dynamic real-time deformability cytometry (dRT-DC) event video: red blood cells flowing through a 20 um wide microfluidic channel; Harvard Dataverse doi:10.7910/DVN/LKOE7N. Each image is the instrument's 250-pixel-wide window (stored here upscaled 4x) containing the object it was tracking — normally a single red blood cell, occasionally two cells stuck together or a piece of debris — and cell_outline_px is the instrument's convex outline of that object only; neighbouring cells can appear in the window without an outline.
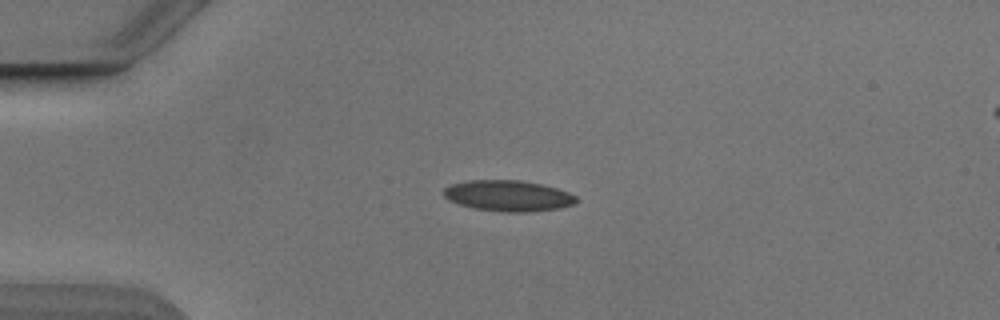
{"species": "Egyptian fruit bat (a non-hibernating species)", "species_latin": "Rousettus aegyptiacus", "temperature_condition": "cold", "stored_images_in_passage": 41, "camera_frame_rate_fps": 3000, "um_per_image_px": 0.085, "animal": {"sex": "male"}, "frame": {"image": 1, "passage_image": 1, "time_ms": 0.0, "image_size_px": [1000, 320], "cell_outline_px": [[576, 204], [560, 208], [532, 212], [504, 212], [476, 208], [460, 204], [448, 200], [440, 192], [444, 188], [452, 184], [468, 180], [520, 180], [540, 184], [556, 188], [568, 192], [576, 196]], "centroid_in_image_um": [43.19, 16.64], "position_along_channel_um": 41.8, "area_um2": 23.93}}
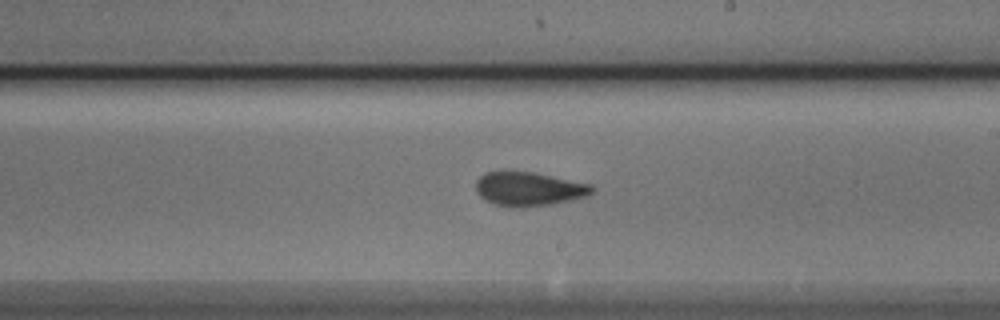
{"frame": {"image": 2, "passage_image": 19, "time_ms": 6.0, "image_size_px": [1000, 320], "cell_outline_px": [[596, 188], [592, 192], [584, 196], [552, 204], [520, 208], [492, 204], [484, 200], [476, 192], [476, 180], [480, 176], [488, 172], [532, 172], [592, 184]], "centroid_in_image_um": [44.93, 16.07], "position_along_channel_um": 244.1, "area_um2": 22.83}}
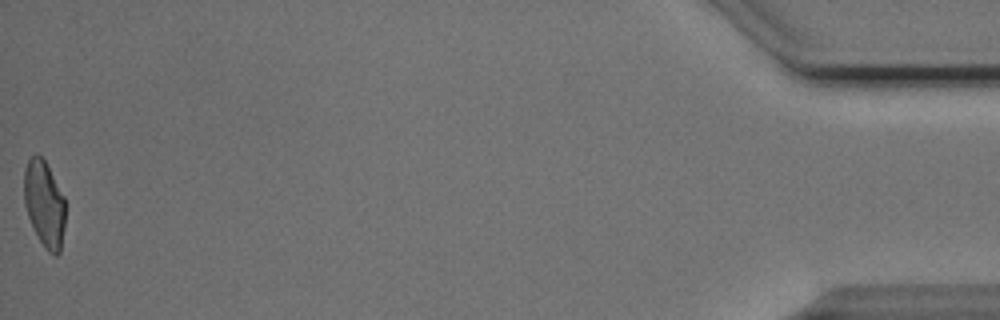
{"frame": {"image": 3, "passage_image": 41, "time_ms": 13.333, "image_size_px": [1000, 320], "cell_outline_px": [[64, 228], [60, 252], [56, 256], [48, 252], [44, 248], [28, 216], [24, 204], [24, 172], [28, 160], [36, 152], [44, 160], [64, 196]], "centroid_in_image_um": [3.76, 17.33], "position_along_channel_um": 431.4, "area_um2": 20.52}, "authors_computed_cell_mechanics": {"area_um2": 22.542, "velocity_mm_per_s": 3.8643, "shape_relaxation_time_tau1_ms": 9.0217, "shape_relaxation_time_tau2_ms": 1.6931, "deformation_change_tau1": 0.2016, "deformation_change_tau2": 0.0922}}